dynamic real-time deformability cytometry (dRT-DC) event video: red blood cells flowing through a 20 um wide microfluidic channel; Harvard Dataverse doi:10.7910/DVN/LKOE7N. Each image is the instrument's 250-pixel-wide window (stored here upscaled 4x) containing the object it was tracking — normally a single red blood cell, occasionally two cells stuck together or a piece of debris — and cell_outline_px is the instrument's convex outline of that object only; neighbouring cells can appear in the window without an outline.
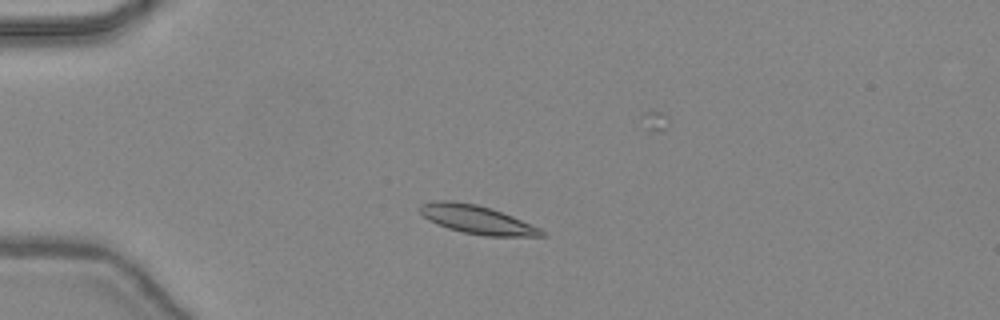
{"species": "common noctule bat (a hibernating species)", "species_latin": "Nyctalus noctula", "temperature_condition": "warm", "stored_images_in_passage": 45, "camera_frame_rate_fps": 3000, "um_per_image_px": 0.085, "animal": {"sex": "female", "body_mass_g": 24.6, "forearm_length_mm": 56.2}, "frame": {"image": 1, "passage_image": 10, "time_ms": 3.0, "image_size_px": [1000, 320], "cell_outline_px": [[548, 236], [484, 236], [464, 232], [448, 228], [436, 224], [428, 220], [420, 212], [420, 204], [436, 200], [452, 200], [476, 204], [492, 208], [512, 216], [540, 228]], "centroid_in_image_um": [40.52, 18.65], "position_along_channel_um": 44.5, "area_um2": 20.17}}
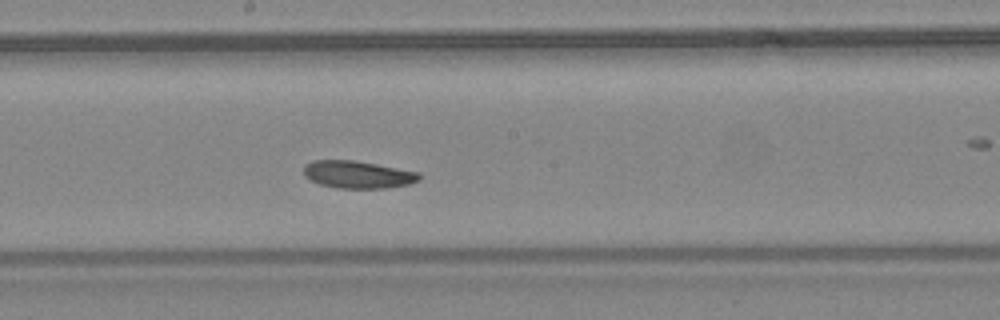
{"frame": {"image": 2, "passage_image": 24, "time_ms": 7.667, "image_size_px": [1000, 320], "cell_outline_px": [[420, 180], [408, 184], [384, 188], [340, 188], [320, 184], [304, 176], [304, 164], [312, 160], [352, 160], [376, 164], [420, 172]], "centroid_in_image_um": [30.4, 14.83], "position_along_channel_um": 217.8, "area_um2": 18.38}}
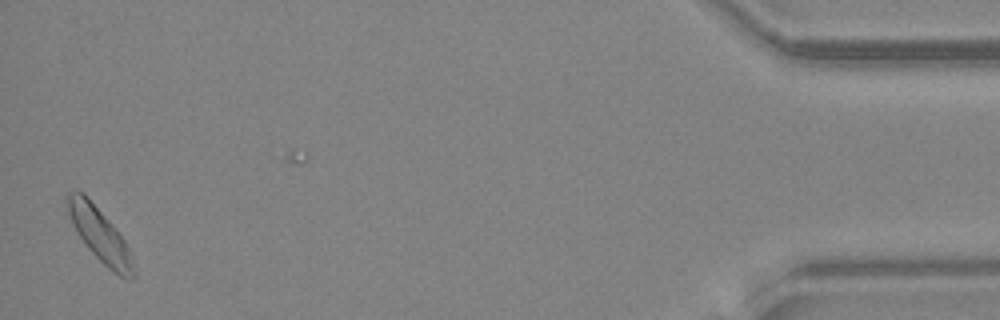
{"frame": {"image": 3, "passage_image": 44, "time_ms": 14.333, "image_size_px": [1000, 320], "cell_outline_px": [[136, 276], [132, 280], [120, 276], [108, 268], [88, 248], [76, 232], [72, 224], [68, 212], [68, 192], [84, 192], [124, 240], [128, 248], [136, 272]], "centroid_in_image_um": [8.5, 20.0], "position_along_channel_um": 426.7, "area_um2": 20.0}, "authors_computed_cell_mechanics": {"area_um2": 19.1318, "velocity_mm_per_s": 4.3967, "shape_relaxation_time_tau1_ms": 1.9289, "shape_relaxation_time_tau2_ms": null, "deformation_change_tau1": 0.0789, "deformation_change_tau2": null}}